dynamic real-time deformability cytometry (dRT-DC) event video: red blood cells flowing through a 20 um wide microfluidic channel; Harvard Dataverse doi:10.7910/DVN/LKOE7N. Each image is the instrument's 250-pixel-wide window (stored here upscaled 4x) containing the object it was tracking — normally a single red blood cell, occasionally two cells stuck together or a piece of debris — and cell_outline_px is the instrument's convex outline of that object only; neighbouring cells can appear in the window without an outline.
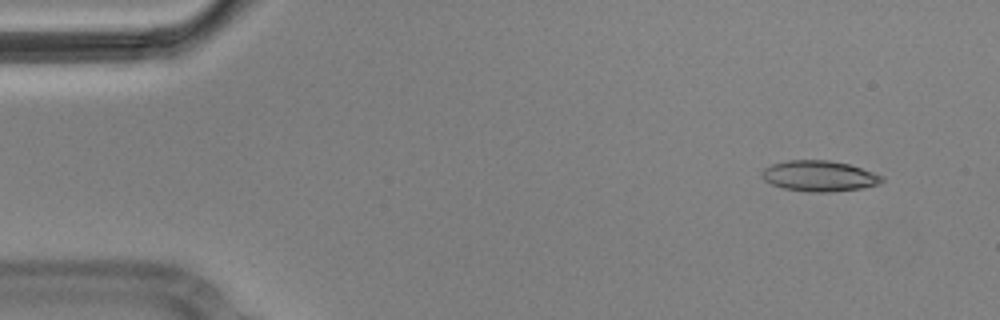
{"species": "Egyptian fruit bat (a non-hibernating species)", "species_latin": "Rousettus aegyptiacus", "temperature_condition": "cold", "stored_images_in_passage": 8, "camera_frame_rate_fps": 3000, "um_per_image_px": 0.085, "animal": {"sex": "male"}, "frame": {"image": 1, "passage_image": 1, "time_ms": 0.0, "image_size_px": [1000, 320], "cell_outline_px": [[884, 180], [880, 184], [860, 188], [828, 192], [812, 192], [784, 188], [772, 184], [764, 180], [760, 176], [760, 172], [764, 168], [772, 164], [788, 160], [828, 160], [848, 164], [884, 176]], "centroid_in_image_um": [69.61, 14.95], "position_along_channel_um": 15.4, "area_um2": 21.39}}
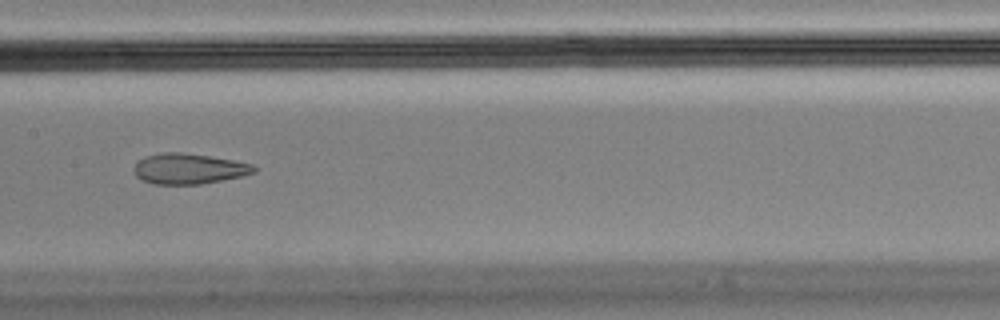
{"frame": {"image": 2, "passage_image": 7, "time_ms": 2.0, "image_size_px": [1000, 320], "cell_outline_px": [[256, 172], [240, 176], [200, 184], [152, 184], [140, 180], [136, 176], [132, 168], [144, 156], [160, 152], [180, 152], [208, 156], [232, 160], [252, 164], [256, 168]], "centroid_in_image_um": [15.98, 14.34], "position_along_channel_um": 191.4, "area_um2": 21.27}}